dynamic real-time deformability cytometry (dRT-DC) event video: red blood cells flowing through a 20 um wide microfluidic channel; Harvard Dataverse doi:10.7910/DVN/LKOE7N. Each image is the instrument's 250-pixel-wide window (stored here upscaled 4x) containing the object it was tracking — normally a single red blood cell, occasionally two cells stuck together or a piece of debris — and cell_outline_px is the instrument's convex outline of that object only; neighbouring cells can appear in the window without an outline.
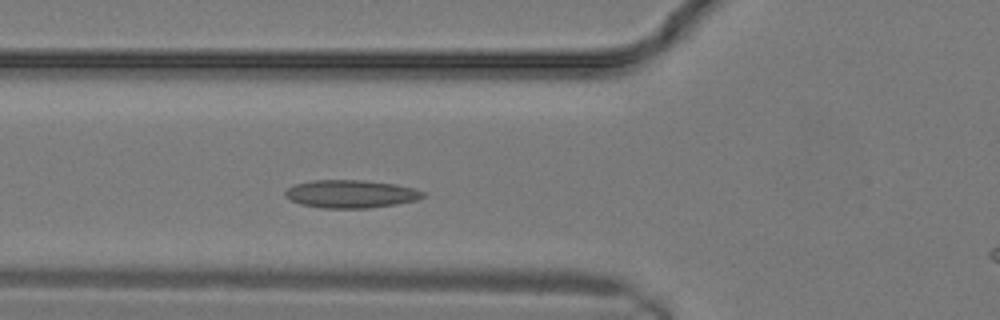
{"species": "common noctule bat (a hibernating species)", "species_latin": "Nyctalus noctula", "temperature_condition": "warm", "stored_images_in_passage": 4, "camera_frame_rate_fps": 3000, "um_per_image_px": 0.085, "animal": {"sex": "male", "body_mass_g": 19.2, "forearm_length_mm": 51.8}, "frame": {"image": 1, "passage_image": 4, "time_ms": 1.0, "image_size_px": [1000, 320], "cell_outline_px": [[428, 192], [424, 196], [416, 200], [396, 204], [368, 208], [324, 208], [300, 204], [284, 196], [284, 192], [288, 188], [296, 184], [312, 180], [364, 180], [396, 184]], "centroid_in_image_um": [29.84, 16.48], "position_along_channel_um": 96.0, "area_um2": 22.43}}